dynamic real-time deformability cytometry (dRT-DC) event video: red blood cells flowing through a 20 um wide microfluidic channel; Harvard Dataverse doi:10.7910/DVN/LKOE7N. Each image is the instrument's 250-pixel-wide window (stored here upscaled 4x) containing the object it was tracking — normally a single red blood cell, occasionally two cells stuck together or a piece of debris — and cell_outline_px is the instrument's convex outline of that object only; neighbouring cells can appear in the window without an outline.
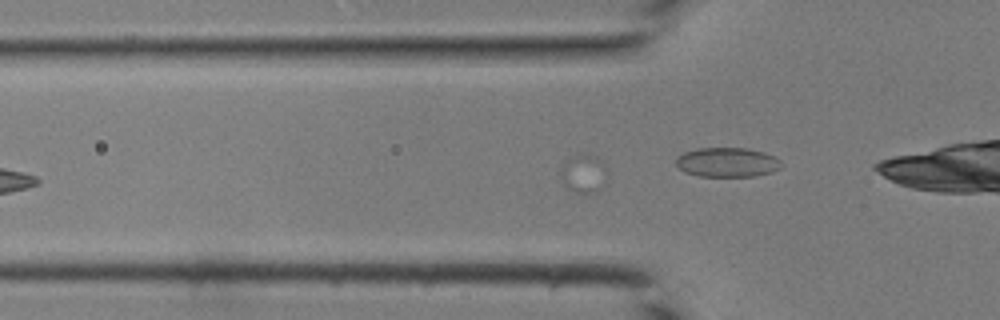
{"species": "common noctule bat (a hibernating species)", "species_latin": "Nyctalus noctula", "temperature_condition": "room temperature", "stored_images_in_passage": 34, "segment_of_instrument_passage": [1, 3], "camera_frame_rate_fps": 3000, "um_per_image_px": 0.085, "animal": {"sex": "male", "body_mass_g": 19.0, "forearm_length_mm": 50.8}, "frame": {"image": 1, "passage_image": 8, "time_ms": 2.333, "image_size_px": [1000, 320], "cell_outline_px": [[604, 168], [600, 188], [592, 192], [576, 192], [568, 188], [564, 184], [560, 176], [560, 168], [568, 160], [580, 152], [588, 152], [604, 160]], "centroid_in_image_um": [49.55, 14.68], "position_along_channel_um": 76.2, "area_um2": 10.06}}